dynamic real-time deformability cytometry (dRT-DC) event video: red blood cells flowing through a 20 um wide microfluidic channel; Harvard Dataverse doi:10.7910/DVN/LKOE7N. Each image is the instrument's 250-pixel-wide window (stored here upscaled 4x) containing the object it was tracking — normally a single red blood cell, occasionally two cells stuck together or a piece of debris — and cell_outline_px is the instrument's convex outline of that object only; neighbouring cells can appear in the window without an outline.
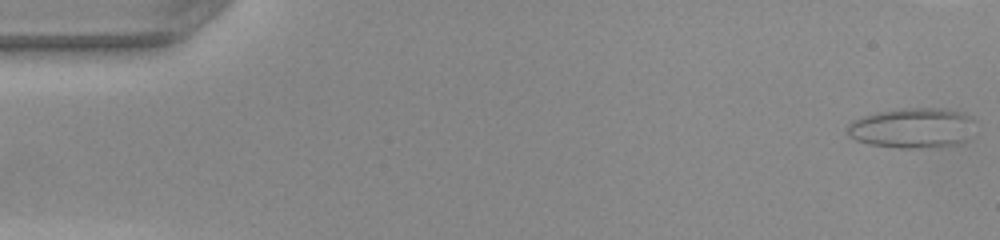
{"species": "common noctule bat (a hibernating species)", "species_latin": "Nyctalus noctula", "temperature_condition": "warm", "stored_images_in_passage": 39, "camera_frame_rate_fps": 3000, "um_per_image_px": 0.085, "animal": {"sex": "female", "body_mass_g": 22.0, "forearm_length_mm": 56.7}, "frame": {"image": 1, "passage_image": 1, "time_ms": 0.0, "image_size_px": [1000, 240], "cell_outline_px": [[972, 120], [968, 140], [960, 144], [912, 148], [900, 148], [868, 144], [856, 140], [848, 136], [844, 132], [848, 124], [852, 120], [876, 112], [896, 108], [944, 108], [960, 112], [972, 116]], "centroid_in_image_um": [77.48, 10.87], "position_along_channel_um": 7.5, "area_um2": 30.06}}
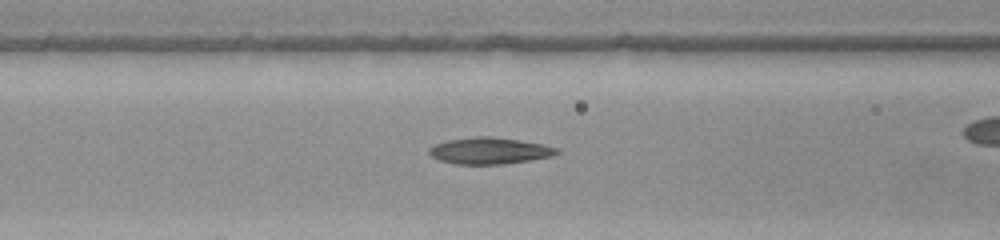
{"frame": {"image": 2, "passage_image": 20, "time_ms": 6.333, "image_size_px": [1000, 240], "cell_outline_px": [[560, 152], [552, 156], [504, 164], [456, 164], [440, 160], [432, 156], [428, 152], [428, 148], [436, 144], [448, 140], [472, 136], [492, 136], [520, 140], [540, 144], [556, 148]], "centroid_in_image_um": [41.58, 12.81], "position_along_channel_um": 125.0, "area_um2": 19.59}}
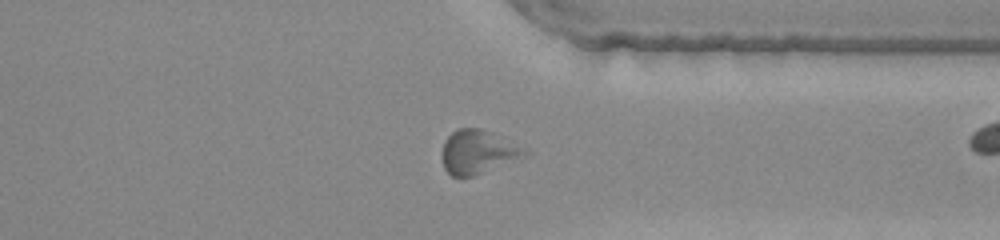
{"frame": {"image": 3, "passage_image": 38, "time_ms": 12.333, "image_size_px": [1000, 240], "cell_outline_px": [[532, 152], [528, 156], [472, 176], [452, 176], [444, 168], [440, 156], [444, 140], [452, 132], [460, 128], [480, 128], [492, 132]], "centroid_in_image_um": [40.62, 12.91], "position_along_channel_um": 370.8, "area_um2": 21.21}}